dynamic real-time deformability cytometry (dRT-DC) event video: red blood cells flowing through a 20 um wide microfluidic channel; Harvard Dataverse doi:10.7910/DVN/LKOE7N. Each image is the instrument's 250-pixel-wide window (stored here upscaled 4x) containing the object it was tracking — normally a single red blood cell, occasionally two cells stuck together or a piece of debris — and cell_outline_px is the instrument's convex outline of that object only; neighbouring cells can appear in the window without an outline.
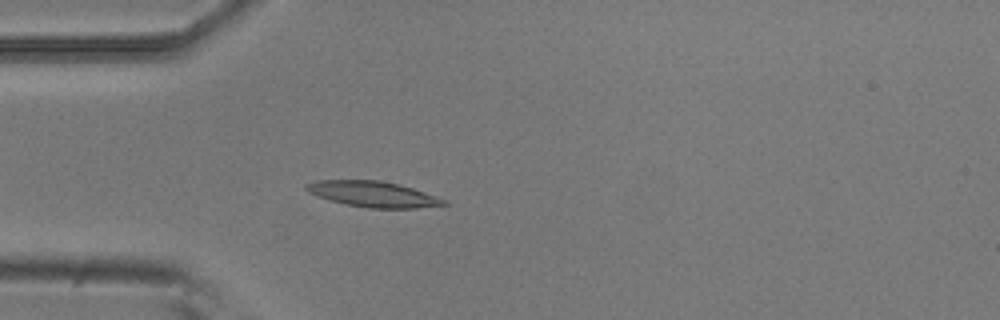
{"species": "common noctule bat (a hibernating species)", "species_latin": "Nyctalus noctula", "temperature_condition": "room temperature", "stored_images_in_passage": 54, "camera_frame_rate_fps": 3000, "um_per_image_px": 0.085, "animal": {"sex": "male", "body_mass_g": 20.5, "forearm_length_mm": 52.5}, "frame": {"image": 1, "passage_image": 15, "time_ms": 4.667, "image_size_px": [1000, 320], "cell_outline_px": [[448, 204], [416, 208], [368, 208], [344, 204], [316, 196], [308, 192], [304, 188], [304, 184], [316, 180], [380, 180], [412, 188], [444, 200]], "centroid_in_image_um": [31.6, 16.5], "position_along_channel_um": 53.4, "area_um2": 20.4}}
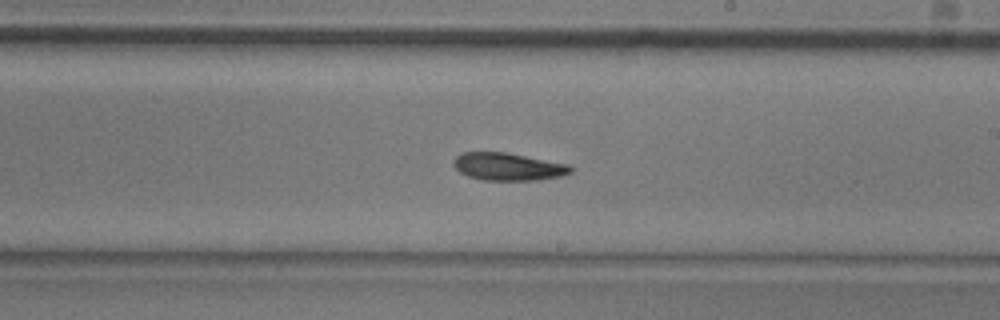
{"frame": {"image": 2, "passage_image": 31, "time_ms": 10.0, "image_size_px": [1000, 320], "cell_outline_px": [[572, 172], [560, 176], [536, 180], [484, 180], [468, 176], [460, 172], [452, 164], [452, 160], [460, 152], [508, 152], [568, 164], [572, 168]], "centroid_in_image_um": [43.15, 14.15], "position_along_channel_um": 245.8, "area_um2": 18.9}}
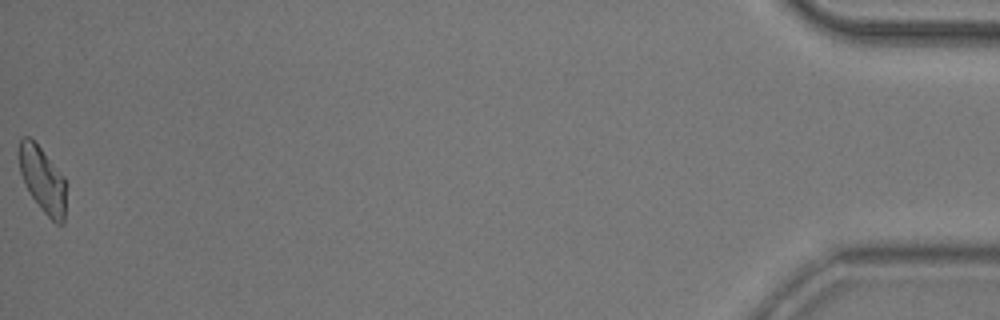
{"frame": {"image": 3, "passage_image": 54, "time_ms": 17.667, "image_size_px": [1000, 320], "cell_outline_px": [[64, 224], [56, 224], [44, 212], [32, 196], [24, 184], [20, 172], [20, 140], [24, 136], [28, 136], [40, 148], [64, 176]], "centroid_in_image_um": [3.62, 15.29], "position_along_channel_um": 431.6, "area_um2": 17.34}, "authors_computed_cell_mechanics": {"area_um2": 19.1318, "velocity_mm_per_s": 3.7257, "shape_relaxation_time_tau1_ms": 10.9262, "shape_relaxation_time_tau2_ms": 3.3411, "deformation_change_tau1": 0.2143, "deformation_change_tau2": 0.1009}}